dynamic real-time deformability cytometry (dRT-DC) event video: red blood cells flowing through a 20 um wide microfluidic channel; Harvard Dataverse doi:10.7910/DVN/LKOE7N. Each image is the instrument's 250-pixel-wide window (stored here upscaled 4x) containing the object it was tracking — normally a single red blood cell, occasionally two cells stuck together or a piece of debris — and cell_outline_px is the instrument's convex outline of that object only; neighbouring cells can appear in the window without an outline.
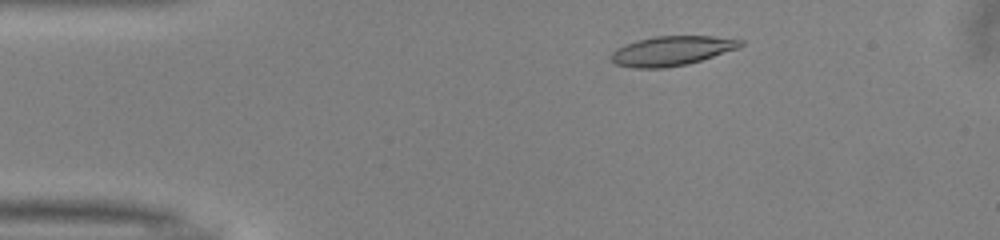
{"species": "common noctule bat (a hibernating species)", "species_latin": "Nyctalus noctula", "temperature_condition": "warm", "stored_images_in_passage": 37, "camera_frame_rate_fps": 3000, "um_per_image_px": 0.085, "animal": {"sex": "male", "body_mass_g": 13.0, "forearm_length_mm": 53.1}, "frame": {"image": 1, "passage_image": 6, "time_ms": 1.667, "image_size_px": [1000, 240], "cell_outline_px": [[744, 44], [740, 48], [688, 64], [664, 68], [632, 68], [616, 64], [608, 56], [616, 48], [624, 44], [656, 36], [712, 36], [744, 40]], "centroid_in_image_um": [57.1, 4.32], "position_along_channel_um": 27.9, "area_um2": 22.37}}
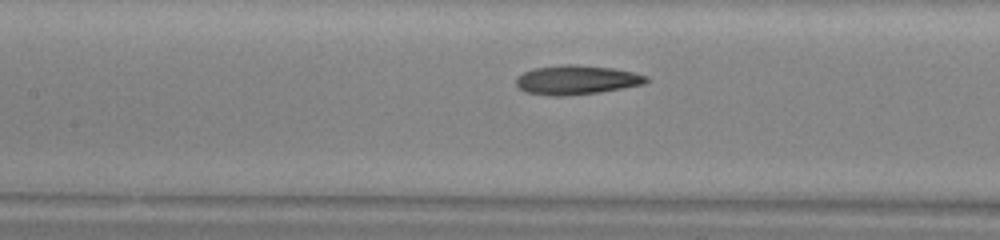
{"frame": {"image": 2, "passage_image": 20, "time_ms": 6.333, "image_size_px": [1000, 240], "cell_outline_px": [[648, 80], [644, 84], [600, 92], [560, 96], [552, 96], [524, 92], [516, 84], [516, 76], [524, 72], [536, 68], [564, 64], [576, 64], [612, 68], [632, 72], [648, 76]], "centroid_in_image_um": [48.99, 6.79], "position_along_channel_um": 158.4, "area_um2": 22.08}}
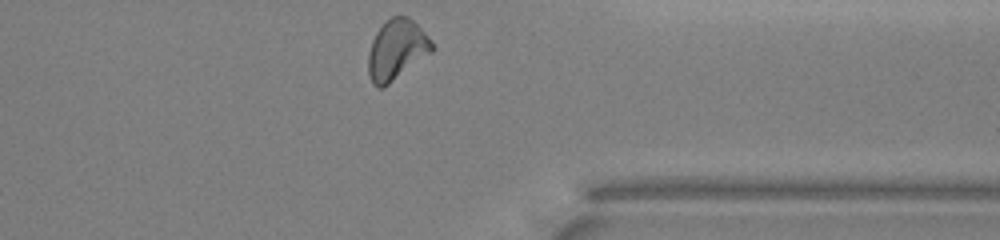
{"frame": {"image": 3, "passage_image": 37, "time_ms": 12.0, "image_size_px": [1000, 240], "cell_outline_px": [[436, 48], [432, 52], [384, 88], [376, 88], [372, 84], [368, 72], [368, 56], [372, 40], [376, 32], [392, 16], [408, 16], [432, 40]], "centroid_in_image_um": [33.72, 4.26], "position_along_channel_um": 377.7, "area_um2": 22.37}, "authors_computed_cell_mechanics": {"area_um2": 21.8484, "velocity_mm_per_s": 4.0284, "shape_relaxation_time_tau1_ms": 7.3683, "shape_relaxation_time_tau2_ms": 3.4574, "deformation_change_tau1": 0.2286, "deformation_change_tau2": 0.1234}}